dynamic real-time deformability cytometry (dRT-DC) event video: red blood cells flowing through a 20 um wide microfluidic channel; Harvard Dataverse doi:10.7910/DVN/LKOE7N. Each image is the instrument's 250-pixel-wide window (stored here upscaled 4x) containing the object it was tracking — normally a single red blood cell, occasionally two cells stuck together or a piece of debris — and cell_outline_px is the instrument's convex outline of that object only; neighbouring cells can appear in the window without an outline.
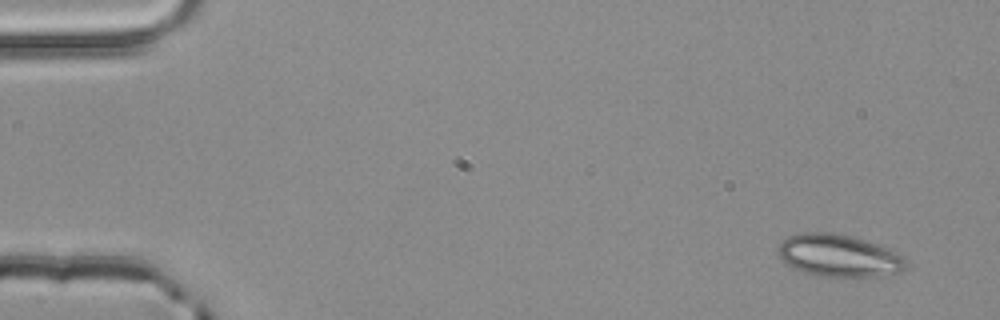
{"species": "common noctule bat (a hibernating species)", "species_latin": "Nyctalus noctula", "temperature_condition": "room temperature", "stored_images_in_passage": 4, "camera_frame_rate_fps": 3000, "um_per_image_px": 0.085, "animal": {"sex": "male", "body_mass_g": 20.4}, "frame": {"image": 1, "passage_image": 1, "time_ms": 0.0, "image_size_px": [1000, 320], "cell_outline_px": [[904, 268], [900, 272], [884, 276], [824, 276], [804, 272], [788, 264], [780, 256], [776, 248], [788, 236], [804, 232], [824, 232], [852, 236], [888, 248], [900, 256], [904, 260]], "centroid_in_image_um": [71.28, 21.72], "position_along_channel_um": 13.7, "area_um2": 30.87}}